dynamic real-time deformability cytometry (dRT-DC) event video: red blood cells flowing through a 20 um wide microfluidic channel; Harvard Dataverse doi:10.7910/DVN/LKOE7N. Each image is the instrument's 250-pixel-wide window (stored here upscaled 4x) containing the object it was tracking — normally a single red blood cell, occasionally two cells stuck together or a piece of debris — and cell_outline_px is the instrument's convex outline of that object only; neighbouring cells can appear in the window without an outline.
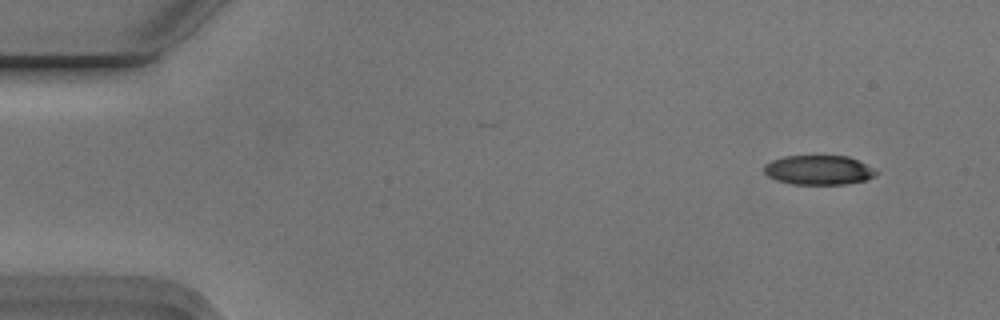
{"species": "Egyptian fruit bat (a non-hibernating species)", "species_latin": "Rousettus aegyptiacus", "temperature_condition": "cold", "stored_images_in_passage": 4, "camera_frame_rate_fps": 3000, "um_per_image_px": 0.085, "animal": {"sex": "male"}, "frame": {"image": 1, "passage_image": 1, "time_ms": 0.0, "image_size_px": [1000, 320], "cell_outline_px": [[876, 172], [872, 176], [864, 180], [844, 184], [792, 184], [776, 180], [768, 176], [764, 172], [764, 164], [772, 160], [784, 156], [848, 156], [872, 168]], "centroid_in_image_um": [69.5, 14.45], "position_along_channel_um": 15.5, "area_um2": 18.9}}
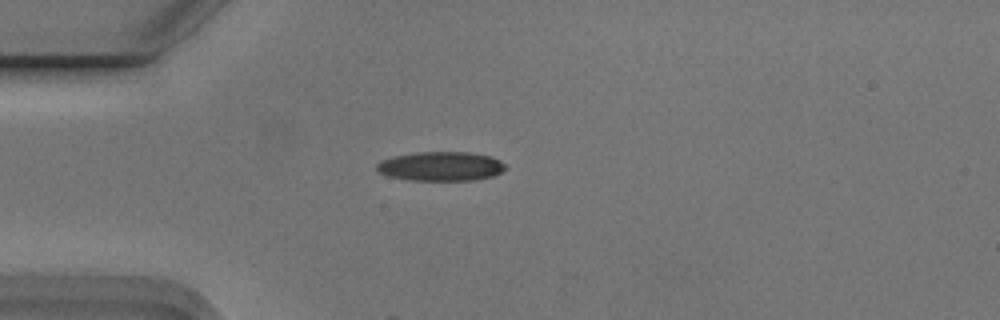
{"frame": {"image": 2, "passage_image": 3, "time_ms": 0.667, "image_size_px": [1000, 320], "cell_outline_px": [[508, 168], [492, 176], [472, 180], [408, 180], [388, 176], [380, 172], [376, 168], [376, 164], [380, 160], [392, 156], [416, 152], [468, 152], [488, 156], [500, 160]], "centroid_in_image_um": [37.44, 14.13], "position_along_channel_um": 47.6, "area_um2": 21.91}}